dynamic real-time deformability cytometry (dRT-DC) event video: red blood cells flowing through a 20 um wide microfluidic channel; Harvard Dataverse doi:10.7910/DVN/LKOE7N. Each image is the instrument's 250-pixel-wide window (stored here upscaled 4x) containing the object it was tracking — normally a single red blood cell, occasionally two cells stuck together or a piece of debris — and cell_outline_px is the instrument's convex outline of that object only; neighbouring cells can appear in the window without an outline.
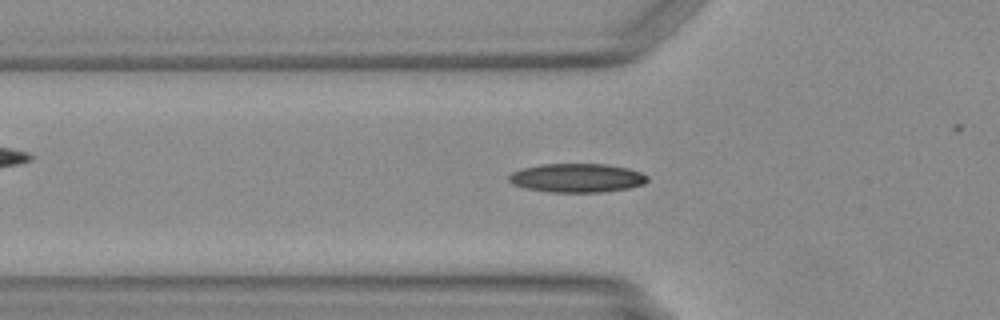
{"species": "Egyptian fruit bat (a non-hibernating species)", "species_latin": "Rousettus aegyptiacus", "temperature_condition": "warm", "stored_images_in_passage": 40, "camera_frame_rate_fps": 3000, "um_per_image_px": 0.085, "animal": {"sex": "female"}, "frame": {"image": 1, "passage_image": 17, "time_ms": 5.333, "image_size_px": [1000, 320], "cell_outline_px": [[648, 180], [644, 184], [628, 188], [604, 192], [548, 192], [524, 188], [512, 184], [508, 180], [508, 176], [512, 172], [520, 168], [540, 164], [604, 164], [628, 168], [640, 172], [648, 176]], "centroid_in_image_um": [49.01, 15.12], "position_along_channel_um": 76.8, "area_um2": 23.47}}